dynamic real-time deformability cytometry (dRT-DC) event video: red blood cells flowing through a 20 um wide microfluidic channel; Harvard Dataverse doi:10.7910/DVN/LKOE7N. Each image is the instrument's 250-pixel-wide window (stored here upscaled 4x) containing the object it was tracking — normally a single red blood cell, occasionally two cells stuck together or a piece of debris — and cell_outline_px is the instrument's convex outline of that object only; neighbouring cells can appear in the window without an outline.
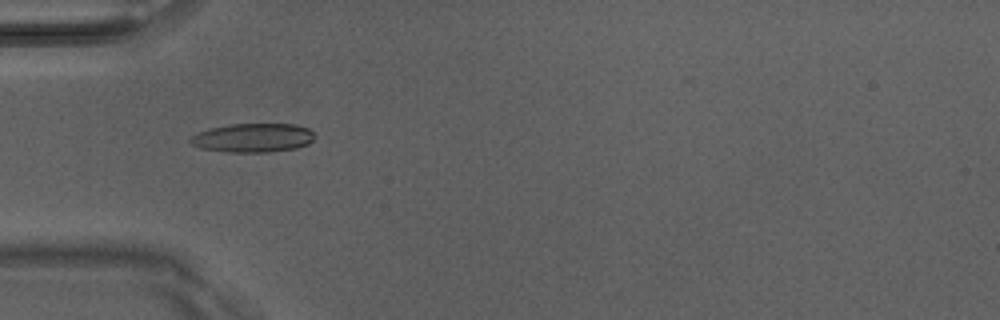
{"species": "Egyptian fruit bat (a non-hibernating species)", "species_latin": "Rousettus aegyptiacus", "temperature_condition": "room temperature", "stored_images_in_passage": 7, "camera_frame_rate_fps": 3000, "um_per_image_px": 0.085, "animal": {"sex": "male"}, "frame": {"image": 1, "passage_image": 5, "time_ms": 1.333, "image_size_px": [1000, 320], "cell_outline_px": [[316, 136], [308, 144], [296, 148], [268, 152], [228, 152], [200, 148], [192, 144], [188, 140], [196, 132], [228, 124], [296, 124], [308, 128]], "centroid_in_image_um": [21.5, 11.71], "position_along_channel_um": 63.5, "area_um2": 20.98}}